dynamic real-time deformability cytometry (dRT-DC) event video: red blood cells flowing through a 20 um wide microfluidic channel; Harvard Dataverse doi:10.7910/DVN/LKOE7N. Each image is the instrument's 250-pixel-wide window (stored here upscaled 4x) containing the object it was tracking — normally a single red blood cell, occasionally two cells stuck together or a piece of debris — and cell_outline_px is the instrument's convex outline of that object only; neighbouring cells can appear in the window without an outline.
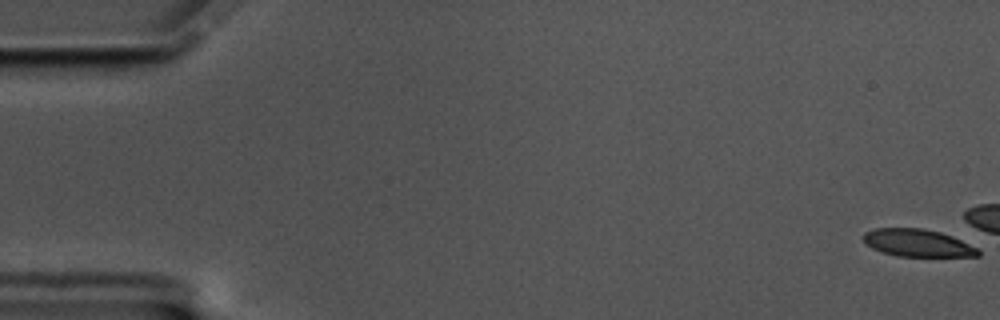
{"species": "common noctule bat (a hibernating species)", "species_latin": "Nyctalus noctula", "temperature_condition": "cold", "stored_images_in_passage": 7, "camera_frame_rate_fps": 3000, "um_per_image_px": 0.085, "animal": {"sex": "male", "body_mass_g": 17.5, "forearm_length_mm": 52.3}, "frame": {"image": 1, "passage_image": 1, "time_ms": 0.0, "image_size_px": [1000, 320], "cell_outline_px": [[980, 256], [896, 256], [872, 248], [864, 240], [864, 232], [872, 228], [924, 228], [940, 232], [952, 236], [976, 248], [980, 252]], "centroid_in_image_um": [77.98, 20.64], "position_along_channel_um": 7.0, "area_um2": 18.15}}